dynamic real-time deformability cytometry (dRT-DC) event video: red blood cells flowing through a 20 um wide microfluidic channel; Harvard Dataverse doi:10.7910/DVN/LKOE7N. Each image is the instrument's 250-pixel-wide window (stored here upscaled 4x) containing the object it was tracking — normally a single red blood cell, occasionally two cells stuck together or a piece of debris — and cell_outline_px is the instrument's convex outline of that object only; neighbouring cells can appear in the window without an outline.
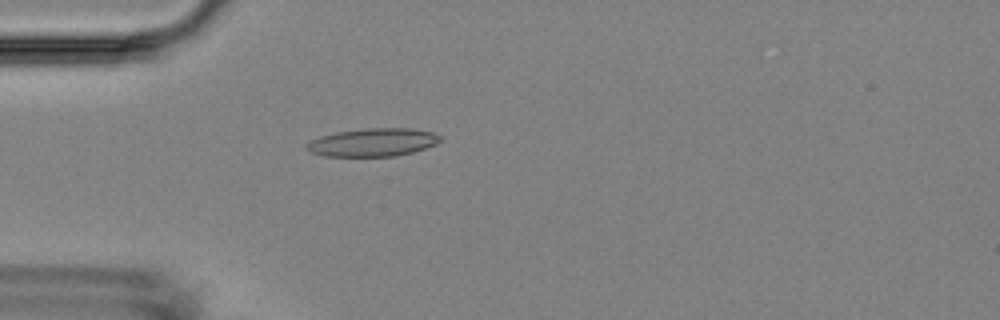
{"species": "Egyptian fruit bat (a non-hibernating species)", "species_latin": "Rousettus aegyptiacus", "temperature_condition": "room temperature", "stored_images_in_passage": 4, "camera_frame_rate_fps": 3000, "um_per_image_px": 0.085, "animal": {"sex": "female"}, "frame": {"image": 1, "passage_image": 4, "time_ms": 4.333, "image_size_px": [1000, 320], "cell_outline_px": [[440, 140], [436, 144], [412, 152], [396, 156], [324, 156], [312, 152], [304, 148], [304, 144], [320, 136], [336, 132], [368, 128], [412, 128], [432, 132], [440, 136]], "centroid_in_image_um": [31.67, 12.1], "position_along_channel_um": 53.3, "area_um2": 21.79}}